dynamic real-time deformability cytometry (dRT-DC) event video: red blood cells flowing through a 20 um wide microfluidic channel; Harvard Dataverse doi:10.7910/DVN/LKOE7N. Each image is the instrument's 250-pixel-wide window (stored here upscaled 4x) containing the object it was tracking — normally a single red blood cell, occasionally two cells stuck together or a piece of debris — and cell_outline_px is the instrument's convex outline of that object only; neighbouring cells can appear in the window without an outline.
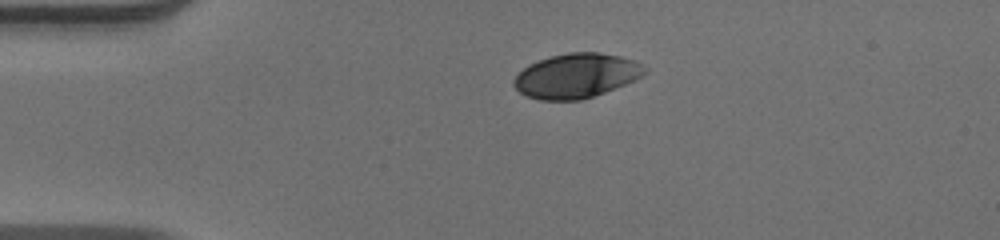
{"species": "human", "species_latin": "Homo sapiens", "temperature_condition": "warm", "stored_images_in_passage": 42, "camera_frame_rate_fps": 3000, "um_per_image_px": 0.085, "donor": {"sex": "male"}, "frame": {"image": 1, "passage_image": 1, "time_ms": 0.0, "image_size_px": [1000, 240], "cell_outline_px": [[648, 68], [640, 76], [624, 84], [604, 92], [580, 100], [540, 100], [528, 96], [520, 92], [512, 84], [512, 80], [528, 64], [552, 56], [568, 52], [600, 52], [620, 56], [632, 60]], "centroid_in_image_um": [48.95, 6.43], "position_along_channel_um": 36.1, "area_um2": 33.47}}
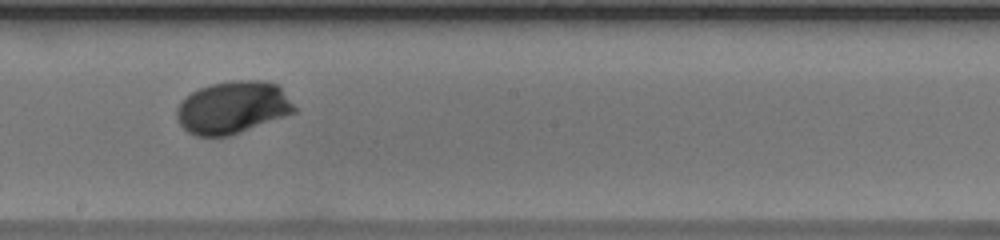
{"frame": {"image": 2, "passage_image": 19, "time_ms": 6.0, "image_size_px": [1000, 240], "cell_outline_px": [[296, 112], [240, 132], [228, 136], [196, 136], [188, 132], [180, 124], [176, 116], [176, 108], [192, 92], [200, 88], [212, 84], [232, 80], [264, 80], [276, 84], [280, 88], [296, 108]], "centroid_in_image_um": [19.77, 9.13], "position_along_channel_um": 228.4, "area_um2": 35.55}}
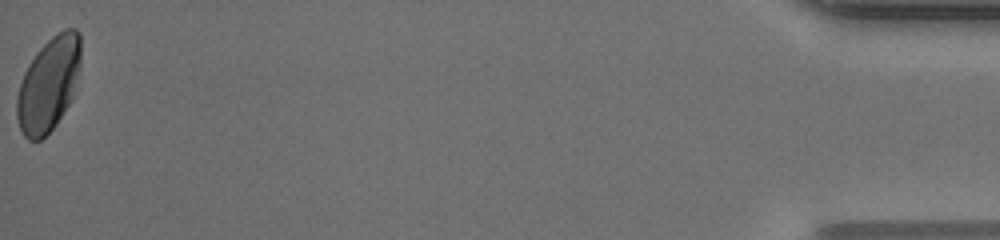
{"frame": {"image": 3, "passage_image": 42, "time_ms": 13.667, "image_size_px": [1000, 240], "cell_outline_px": [[80, 72], [72, 96], [68, 104], [56, 124], [40, 140], [28, 140], [24, 136], [20, 128], [16, 116], [16, 100], [20, 84], [24, 72], [28, 64], [36, 52], [56, 32], [64, 28], [76, 28], [80, 32]], "centroid_in_image_um": [4.14, 7.13], "position_along_channel_um": 431.1, "area_um2": 35.03}, "authors_computed_cell_mechanics": {"area_um2": 34.5355, "velocity_mm_per_s": 3.9202, "shape_relaxation_time_tau1_ms": 2.1043, "shape_relaxation_time_tau2_ms": null, "deformation_change_tau1": 0.1249, "deformation_change_tau2": null}}